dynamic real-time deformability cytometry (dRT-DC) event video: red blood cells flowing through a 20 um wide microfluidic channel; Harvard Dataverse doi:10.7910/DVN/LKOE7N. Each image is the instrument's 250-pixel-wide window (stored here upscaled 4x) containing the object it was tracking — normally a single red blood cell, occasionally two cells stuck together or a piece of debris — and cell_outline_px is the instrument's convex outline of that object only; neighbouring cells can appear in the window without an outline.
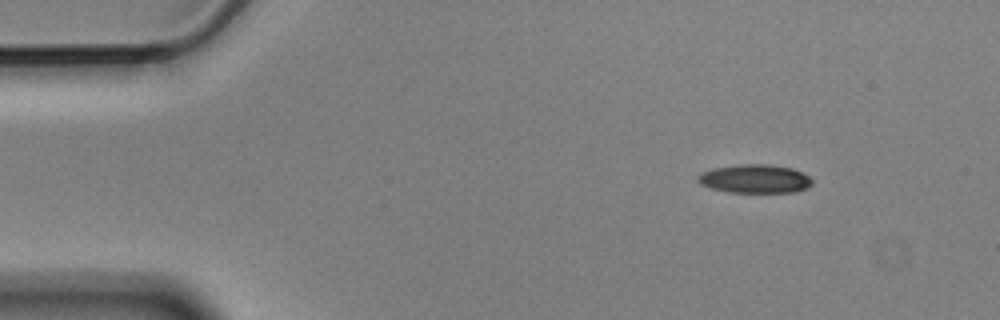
{"species": "Egyptian fruit bat (a non-hibernating species)", "species_latin": "Rousettus aegyptiacus", "temperature_condition": "cold", "stored_images_in_passage": 2, "camera_frame_rate_fps": 3000, "um_per_image_px": 0.085, "animal": {"sex": "male"}, "frame": {"image": 1, "passage_image": 1, "time_ms": 0.0, "image_size_px": [1000, 320], "cell_outline_px": [[812, 184], [808, 188], [792, 192], [728, 192], [712, 188], [700, 184], [696, 180], [696, 176], [712, 168], [740, 164], [768, 164], [792, 168], [804, 172], [812, 180]], "centroid_in_image_um": [64.17, 15.19], "position_along_channel_um": 20.8, "area_um2": 19.13}}